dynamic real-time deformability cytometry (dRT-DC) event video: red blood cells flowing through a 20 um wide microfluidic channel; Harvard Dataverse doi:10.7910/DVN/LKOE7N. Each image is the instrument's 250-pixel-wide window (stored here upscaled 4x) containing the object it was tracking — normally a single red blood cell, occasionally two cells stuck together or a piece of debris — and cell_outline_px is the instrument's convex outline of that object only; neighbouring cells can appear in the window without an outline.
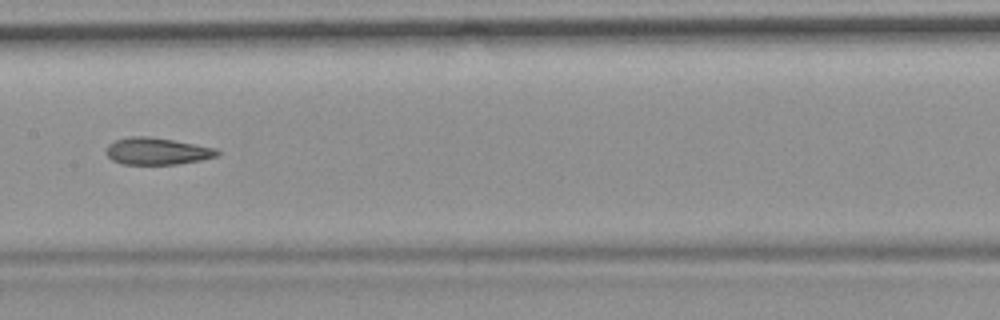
{"species": "common noctule bat (a hibernating species)", "species_latin": "Nyctalus noctula", "temperature_condition": "room temperature", "stored_images_in_passage": 11, "camera_frame_rate_fps": 3000, "um_per_image_px": 0.085, "animal": {"sex": "female", "body_mass_g": 19.9}, "frame": {"image": 1, "passage_image": 4, "time_ms": 3.667, "image_size_px": [1000, 320], "cell_outline_px": [[220, 156], [200, 160], [176, 164], [120, 164], [112, 160], [104, 152], [108, 144], [116, 140], [128, 136], [148, 136], [172, 140], [216, 148], [220, 152]], "centroid_in_image_um": [13.32, 12.85], "position_along_channel_um": 194.1, "area_um2": 17.51}, "authors_computed_cell_mechanics": {"area_um2": 17.918, "velocity_mm_per_s": 3.7032, "shape_relaxation_time_tau1_ms": null, "shape_relaxation_time_tau2_ms": 2.8601, "deformation_change_tau1": null, "deformation_change_tau2": 0.0724}}